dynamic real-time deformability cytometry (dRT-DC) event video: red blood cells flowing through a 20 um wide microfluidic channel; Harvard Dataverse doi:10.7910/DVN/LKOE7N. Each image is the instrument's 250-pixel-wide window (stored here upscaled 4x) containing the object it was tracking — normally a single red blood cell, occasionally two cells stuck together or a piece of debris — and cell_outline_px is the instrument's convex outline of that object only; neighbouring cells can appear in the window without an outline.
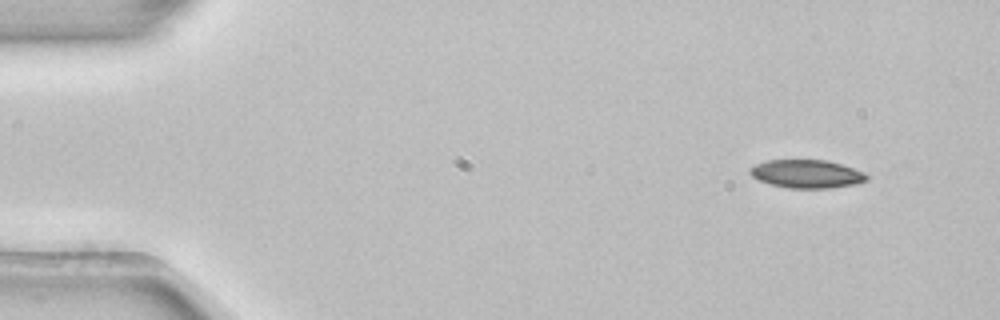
{"species": "common noctule bat (a hibernating species)", "species_latin": "Nyctalus noctula", "temperature_condition": "room temperature", "stored_images_in_passage": 5, "camera_frame_rate_fps": 3000, "um_per_image_px": 0.085, "animal": {"sex": "female", "body_mass_g": 22.7, "forearm_length_mm": 54.2}, "frame": {"image": 1, "passage_image": 1, "time_ms": 0.0, "image_size_px": [1000, 320], "cell_outline_px": [[872, 176], [868, 180], [852, 184], [832, 188], [788, 188], [756, 180], [748, 172], [748, 168], [756, 164], [768, 160], [824, 160], [840, 164], [864, 172]], "centroid_in_image_um": [68.55, 14.78], "position_along_channel_um": 16.4, "area_um2": 19.25}}